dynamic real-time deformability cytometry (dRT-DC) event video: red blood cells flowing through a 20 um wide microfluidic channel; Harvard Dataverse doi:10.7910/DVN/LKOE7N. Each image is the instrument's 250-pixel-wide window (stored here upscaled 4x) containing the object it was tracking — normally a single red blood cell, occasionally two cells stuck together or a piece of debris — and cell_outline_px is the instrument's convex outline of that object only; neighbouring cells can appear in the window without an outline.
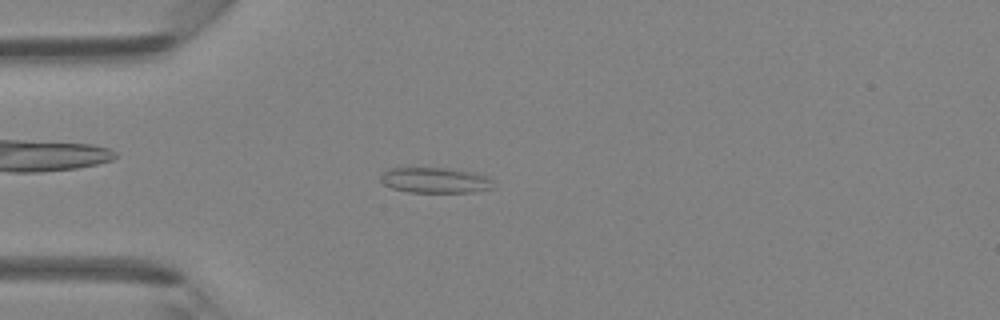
{"species": "Egyptian fruit bat (a non-hibernating species)", "species_latin": "Rousettus aegyptiacus", "temperature_condition": "room temperature", "stored_images_in_passage": 45, "camera_frame_rate_fps": 3000, "um_per_image_px": 0.085, "animal": {"sex": "female"}, "frame": {"image": 1, "passage_image": 12, "time_ms": 3.667, "image_size_px": [1000, 320], "cell_outline_px": [[496, 188], [472, 192], [408, 192], [392, 188], [384, 184], [380, 180], [380, 176], [384, 172], [392, 168], [448, 168], [476, 172], [488, 176], [492, 180]], "centroid_in_image_um": [37.06, 15.32], "position_along_channel_um": 47.9, "area_um2": 16.94}}
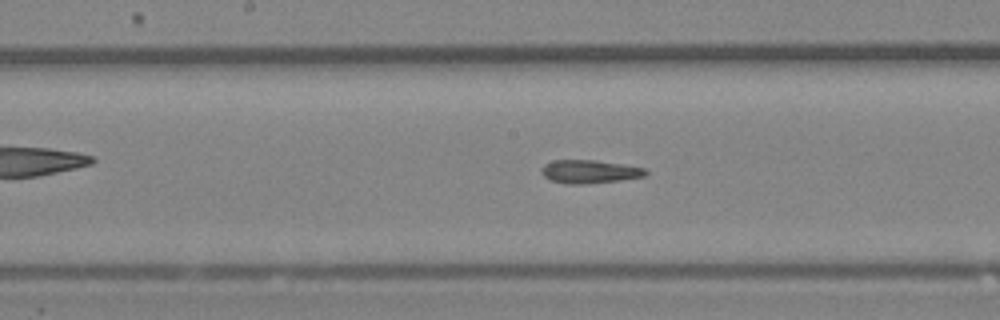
{"frame": {"image": 2, "passage_image": 23, "time_ms": 7.333, "image_size_px": [1000, 320], "cell_outline_px": [[648, 176], [620, 180], [584, 184], [568, 184], [552, 180], [544, 176], [540, 172], [540, 168], [544, 164], [552, 160], [596, 160], [644, 168], [648, 172]], "centroid_in_image_um": [50.1, 14.58], "position_along_channel_um": 198.1, "area_um2": 14.16}}
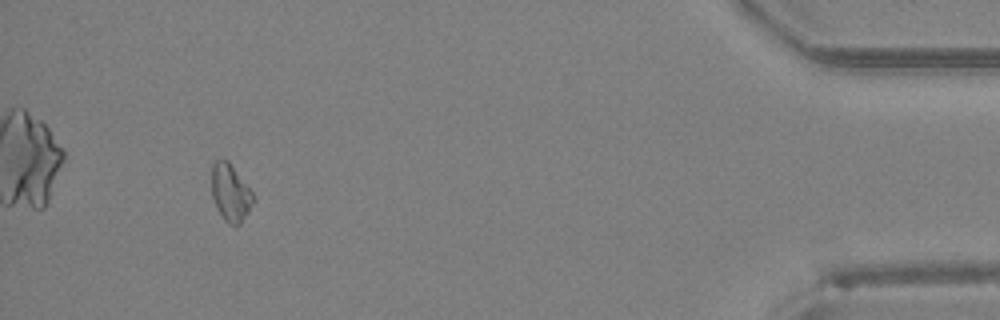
{"frame": {"image": 3, "passage_image": 42, "time_ms": 13.667, "image_size_px": [1000, 320], "cell_outline_px": [[252, 200], [248, 212], [240, 224], [228, 224], [224, 220], [216, 208], [212, 196], [212, 164], [216, 160], [228, 160], [252, 192]], "centroid_in_image_um": [19.55, 16.38], "position_along_channel_um": 415.6, "area_um2": 13.53}}